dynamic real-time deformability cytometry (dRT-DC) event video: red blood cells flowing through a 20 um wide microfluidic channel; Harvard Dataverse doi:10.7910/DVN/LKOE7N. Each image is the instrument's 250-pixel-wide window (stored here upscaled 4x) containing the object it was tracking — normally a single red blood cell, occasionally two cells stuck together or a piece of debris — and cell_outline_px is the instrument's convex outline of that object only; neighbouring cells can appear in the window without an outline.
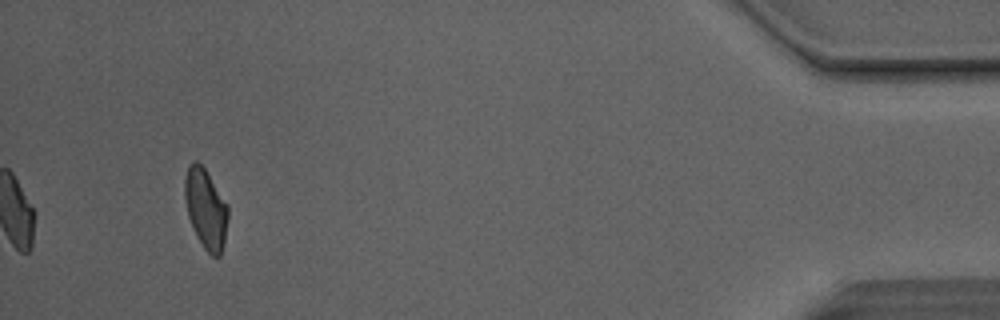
{"species": "Egyptian fruit bat (a non-hibernating species)", "species_latin": "Rousettus aegyptiacus", "temperature_condition": "room temperature", "stored_images_in_passage": 39, "camera_frame_rate_fps": 3000, "um_per_image_px": 0.085, "animal": {"sex": "male"}, "frame": {"image": 1, "passage_image": 39, "time_ms": 12.667, "image_size_px": [1000, 320], "cell_outline_px": [[228, 220], [224, 240], [220, 256], [212, 256], [204, 248], [196, 236], [188, 216], [184, 196], [184, 176], [188, 164], [196, 160], [204, 168], [228, 204]], "centroid_in_image_um": [17.47, 17.72], "position_along_channel_um": 417.7, "area_um2": 20.17}, "authors_computed_cell_mechanics": {"area_um2": 20.9236, "velocity_mm_per_s": 4.1485, "shape_relaxation_time_tau1_ms": null, "shape_relaxation_time_tau2_ms": 2.0743, "deformation_change_tau1": null, "deformation_change_tau2": 0.1003}}